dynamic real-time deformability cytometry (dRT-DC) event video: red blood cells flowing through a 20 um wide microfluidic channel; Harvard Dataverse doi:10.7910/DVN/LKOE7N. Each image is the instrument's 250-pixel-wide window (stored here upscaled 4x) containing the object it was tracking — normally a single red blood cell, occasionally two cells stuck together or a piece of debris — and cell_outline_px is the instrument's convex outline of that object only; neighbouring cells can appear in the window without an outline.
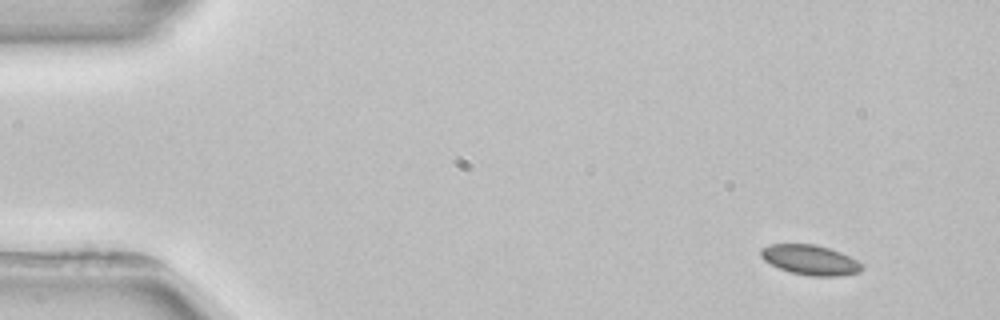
{"species": "common noctule bat (a hibernating species)", "species_latin": "Nyctalus noctula", "temperature_condition": "room temperature", "stored_images_in_passage": 5, "camera_frame_rate_fps": 3000, "um_per_image_px": 0.085, "animal": {"sex": "female", "body_mass_g": 22.7, "forearm_length_mm": 54.2}, "frame": {"image": 1, "passage_image": 1, "time_ms": 0.0, "image_size_px": [1000, 320], "cell_outline_px": [[864, 268], [860, 272], [840, 276], [812, 276], [792, 272], [780, 268], [764, 260], [760, 256], [760, 248], [768, 244], [812, 244], [828, 248], [840, 252], [856, 260]], "centroid_in_image_um": [68.85, 22.09], "position_along_channel_um": 16.2, "area_um2": 17.46}}
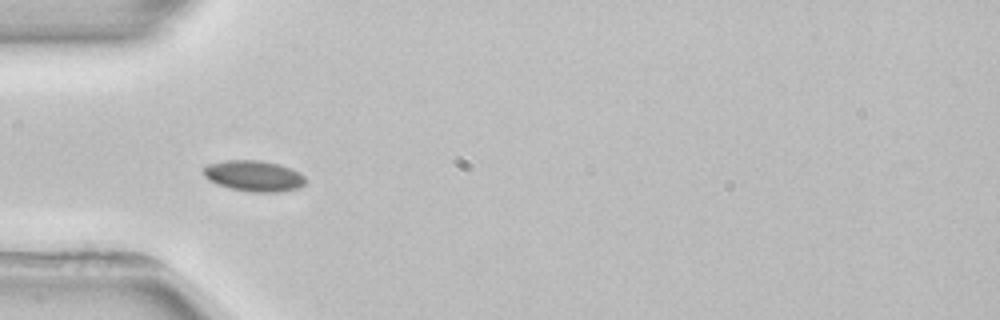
{"frame": {"image": 2, "passage_image": 4, "time_ms": 4.0, "image_size_px": [1000, 320], "cell_outline_px": [[304, 184], [300, 188], [280, 192], [252, 192], [232, 188], [216, 184], [208, 180], [204, 176], [204, 168], [208, 164], [224, 160], [260, 160], [280, 164], [292, 168], [300, 172], [304, 176]], "centroid_in_image_um": [21.6, 14.95], "position_along_channel_um": 63.4, "area_um2": 18.5}}